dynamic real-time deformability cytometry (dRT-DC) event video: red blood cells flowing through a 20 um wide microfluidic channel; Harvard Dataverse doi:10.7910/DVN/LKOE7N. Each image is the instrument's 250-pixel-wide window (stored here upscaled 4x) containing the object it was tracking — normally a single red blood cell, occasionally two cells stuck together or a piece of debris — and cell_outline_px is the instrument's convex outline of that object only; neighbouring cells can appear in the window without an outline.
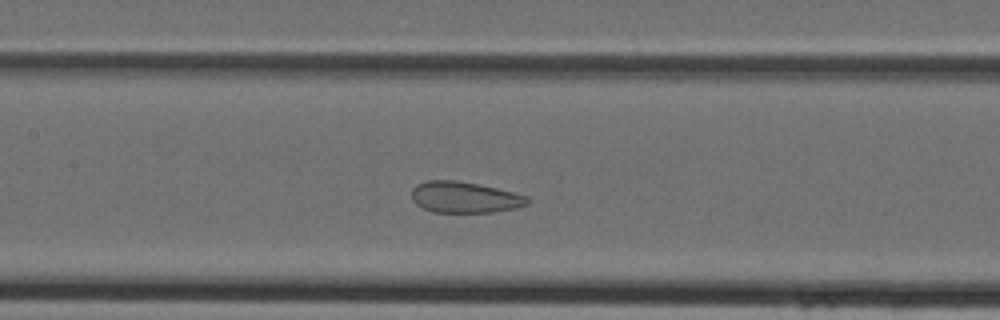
{"species": "Egyptian fruit bat (a non-hibernating species)", "species_latin": "Rousettus aegyptiacus", "temperature_condition": "cold", "stored_images_in_passage": 38, "camera_frame_rate_fps": 3000, "um_per_image_px": 0.085, "animal": {"sex": "female"}, "frame": {"image": 1, "passage_image": 14, "time_ms": 4.333, "image_size_px": [1000, 320], "cell_outline_px": [[532, 200], [528, 204], [516, 208], [492, 212], [432, 212], [416, 204], [412, 200], [412, 188], [416, 184], [428, 180], [456, 180], [496, 188], [528, 196]], "centroid_in_image_um": [39.49, 16.77], "position_along_channel_um": 167.9, "area_um2": 21.04}}
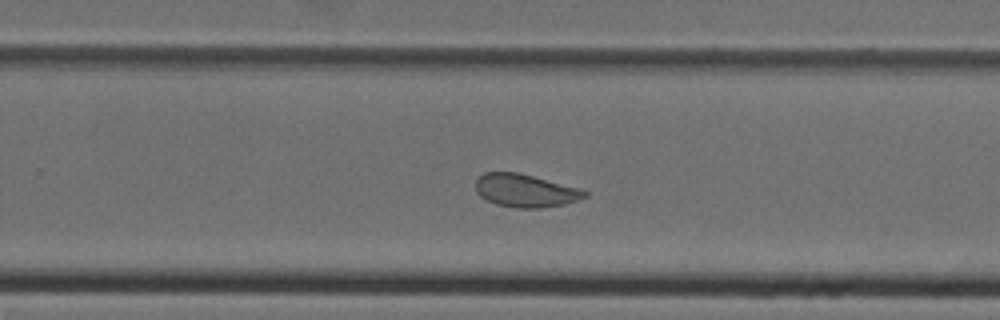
{"frame": {"image": 2, "passage_image": 22, "time_ms": 7.0, "image_size_px": [1000, 320], "cell_outline_px": [[588, 196], [564, 204], [540, 208], [516, 208], [496, 204], [480, 196], [476, 192], [476, 180], [484, 172], [516, 172], [532, 176], [576, 188], [588, 192]], "centroid_in_image_um": [44.61, 16.21], "position_along_channel_um": 285.2, "area_um2": 20.58}}
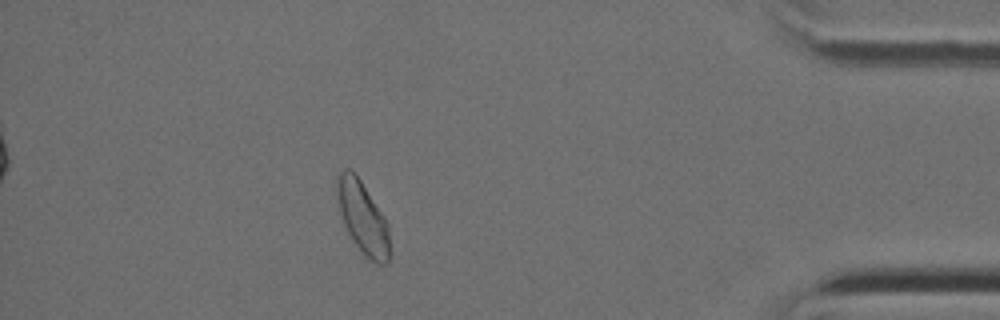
{"frame": {"image": 3, "passage_image": 33, "time_ms": 10.667, "image_size_px": [1000, 320], "cell_outline_px": [[388, 264], [376, 264], [368, 260], [364, 256], [352, 240], [344, 224], [340, 212], [336, 196], [336, 176], [344, 168], [352, 168], [356, 172], [384, 216], [388, 224]], "centroid_in_image_um": [30.8, 18.45], "position_along_channel_um": 404.4, "area_um2": 22.43}}